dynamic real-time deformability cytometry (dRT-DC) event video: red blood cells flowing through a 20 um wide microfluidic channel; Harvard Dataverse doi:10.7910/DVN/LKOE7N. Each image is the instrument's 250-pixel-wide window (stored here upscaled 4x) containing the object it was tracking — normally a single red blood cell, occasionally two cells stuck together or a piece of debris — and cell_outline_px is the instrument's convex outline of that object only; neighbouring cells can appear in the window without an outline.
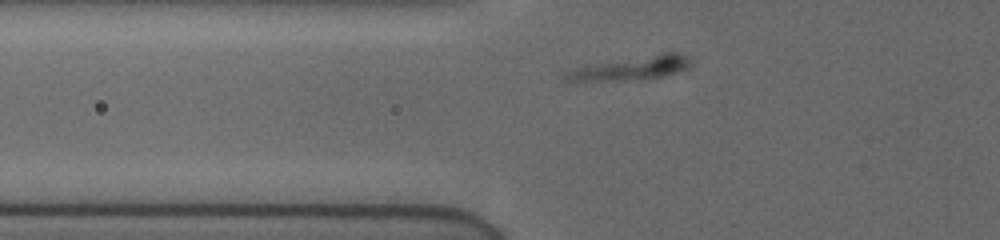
{"species": "human", "species_latin": "Homo sapiens", "temperature_condition": "cold", "stored_images_in_passage": 49, "camera_frame_rate_fps": 3000, "um_per_image_px": 0.085, "donor": {"sex": "female"}, "frame": {"image": 1, "passage_image": 10, "time_ms": 1.667, "image_size_px": [1000, 240], "cell_outline_px": [[688, 68], [664, 76], [640, 80], [564, 80], [560, 76], [564, 72], [584, 64], [664, 52], [676, 52], [684, 56], [688, 60]], "centroid_in_image_um": [53.55, 5.78], "position_along_channel_um": 72.3, "area_um2": 17.4}}
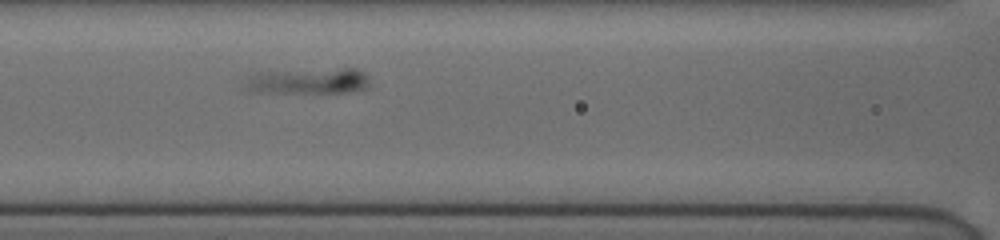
{"frame": {"image": 2, "passage_image": 21, "time_ms": 3.667, "image_size_px": [1000, 240], "cell_outline_px": [[368, 88], [344, 92], [252, 92], [248, 88], [248, 80], [252, 76], [268, 72], [344, 68], [356, 68], [364, 72], [368, 76]], "centroid_in_image_um": [26.35, 6.89], "position_along_channel_um": 140.3, "area_um2": 18.03}}
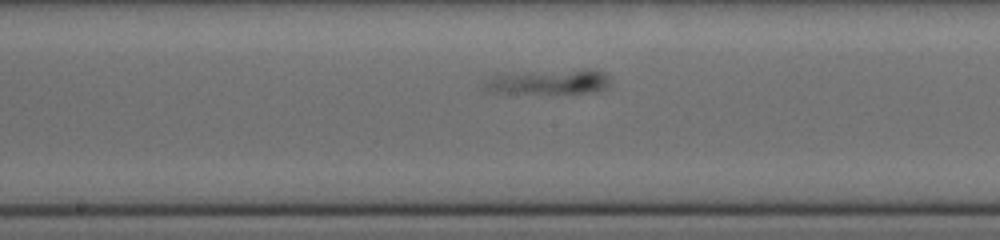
{"frame": {"image": 3, "passage_image": 26, "time_ms": 5.333, "image_size_px": [1000, 240], "cell_outline_px": [[608, 88], [600, 92], [488, 92], [484, 88], [484, 84], [496, 76], [504, 72], [584, 68], [604, 72], [608, 76]], "centroid_in_image_um": [46.71, 6.91], "position_along_channel_um": 201.5, "area_um2": 18.32}}